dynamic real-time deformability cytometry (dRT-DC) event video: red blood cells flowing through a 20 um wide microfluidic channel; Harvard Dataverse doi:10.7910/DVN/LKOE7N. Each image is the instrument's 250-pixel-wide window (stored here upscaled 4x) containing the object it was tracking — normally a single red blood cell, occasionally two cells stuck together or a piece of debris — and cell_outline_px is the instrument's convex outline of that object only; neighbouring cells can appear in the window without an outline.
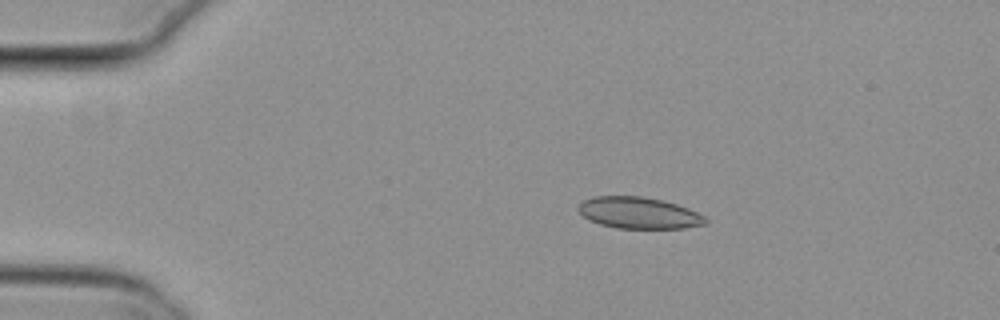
{"species": "common noctule bat (a hibernating species)", "species_latin": "Nyctalus noctula", "temperature_condition": "cold", "stored_images_in_passage": 5, "camera_frame_rate_fps": 3000, "um_per_image_px": 0.085, "animal": {"sex": "female", "body_mass_g": 29.2, "forearm_length_mm": 56.3}, "frame": {"image": 1, "passage_image": 3, "time_ms": 0.667, "image_size_px": [1000, 320], "cell_outline_px": [[708, 224], [684, 228], [616, 228], [600, 224], [588, 220], [576, 208], [584, 200], [592, 196], [640, 196], [664, 200], [688, 208], [704, 216], [708, 220]], "centroid_in_image_um": [54.3, 18.09], "position_along_channel_um": 30.7, "area_um2": 23.41}}
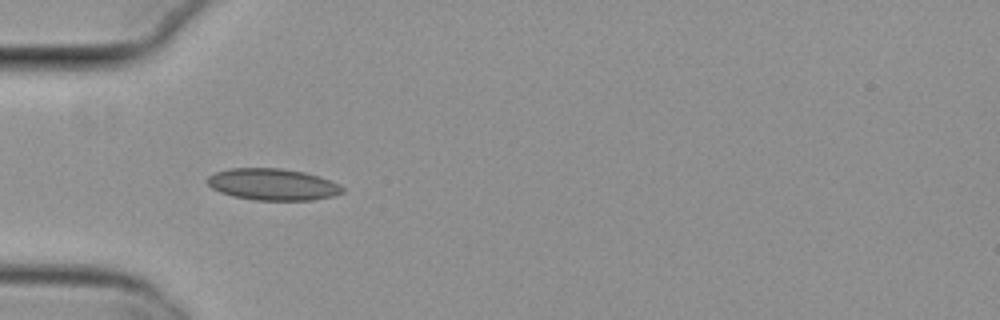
{"frame": {"image": 2, "passage_image": 5, "time_ms": 1.333, "image_size_px": [1000, 320], "cell_outline_px": [[344, 192], [332, 196], [312, 200], [256, 200], [232, 196], [220, 192], [212, 188], [208, 184], [208, 176], [216, 172], [228, 168], [280, 168], [304, 172], [320, 176], [340, 184], [344, 188]], "centroid_in_image_um": [23.2, 15.67], "position_along_channel_um": 61.8, "area_um2": 24.97}}